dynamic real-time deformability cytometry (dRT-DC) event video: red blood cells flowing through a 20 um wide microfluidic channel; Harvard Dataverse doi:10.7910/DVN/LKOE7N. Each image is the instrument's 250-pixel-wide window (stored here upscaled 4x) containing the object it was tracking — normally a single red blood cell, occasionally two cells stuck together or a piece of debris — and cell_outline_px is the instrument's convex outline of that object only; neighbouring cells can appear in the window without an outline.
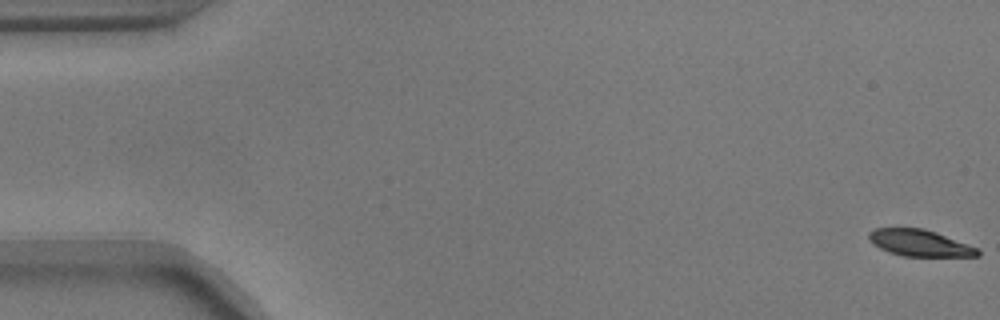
{"species": "common noctule bat (a hibernating species)", "species_latin": "Nyctalus noctula", "temperature_condition": "warm", "stored_images_in_passage": 8, "camera_frame_rate_fps": 3000, "um_per_image_px": 0.085, "animal": {"sex": "male", "body_mass_g": 17.9}, "frame": {"image": 1, "passage_image": 1, "time_ms": 0.0, "image_size_px": [1000, 320], "cell_outline_px": [[980, 256], [904, 256], [888, 252], [872, 244], [868, 240], [868, 232], [872, 228], [924, 228], [936, 232], [980, 248]], "centroid_in_image_um": [78.16, 20.65], "position_along_channel_um": 6.8, "area_um2": 17.05}}